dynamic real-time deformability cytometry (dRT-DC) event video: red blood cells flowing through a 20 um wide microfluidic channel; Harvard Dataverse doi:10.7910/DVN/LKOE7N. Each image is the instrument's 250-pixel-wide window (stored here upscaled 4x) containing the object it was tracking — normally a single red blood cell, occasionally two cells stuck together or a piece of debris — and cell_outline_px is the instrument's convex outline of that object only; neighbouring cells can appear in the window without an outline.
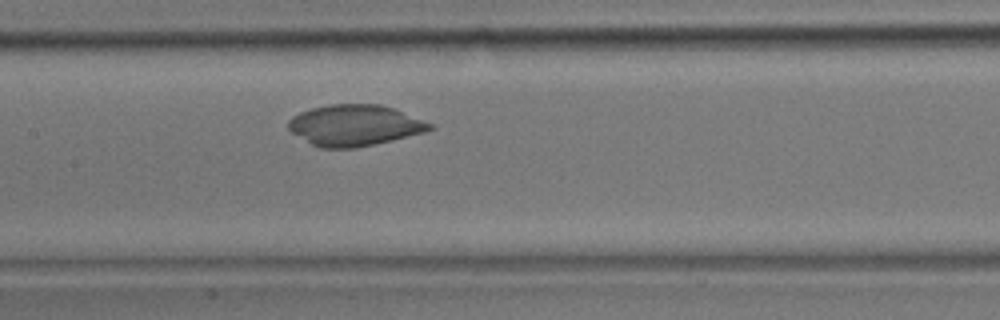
{"species": "common noctule bat (a hibernating species)", "species_latin": "Nyctalus noctula", "temperature_condition": "room temperature", "stored_images_in_passage": 32, "camera_frame_rate_fps": 3000, "um_per_image_px": 0.085, "animal": {"sex": "male", "body_mass_g": 17.9}, "frame": {"image": 1, "passage_image": 11, "time_ms": 3.333, "image_size_px": [1000, 320], "cell_outline_px": [[436, 128], [424, 132], [392, 140], [356, 148], [320, 148], [312, 144], [292, 132], [288, 128], [288, 120], [292, 116], [300, 112], [312, 108], [328, 104], [380, 104], [392, 108], [432, 124]], "centroid_in_image_um": [30.12, 10.65], "position_along_channel_um": 177.3, "area_um2": 33.58}}
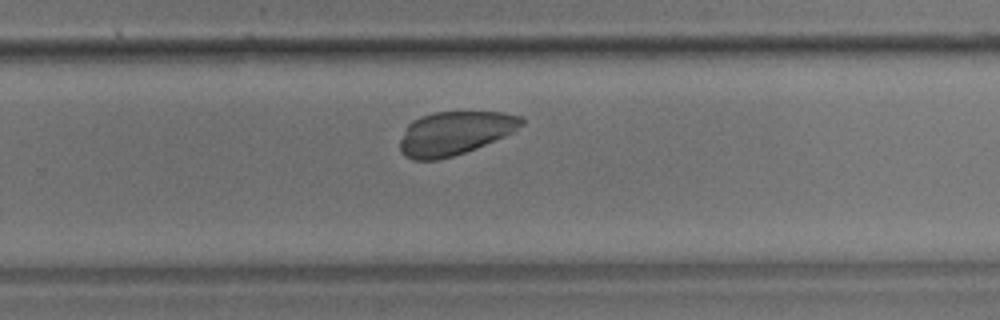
{"frame": {"image": 2, "passage_image": 18, "time_ms": 5.667, "image_size_px": [1000, 320], "cell_outline_px": [[524, 124], [512, 132], [504, 136], [476, 148], [440, 160], [412, 160], [404, 156], [400, 152], [400, 140], [404, 128], [412, 120], [420, 116], [436, 112], [500, 112], [520, 116], [524, 120]], "centroid_in_image_um": [38.6, 11.32], "position_along_channel_um": 291.2, "area_um2": 30.87}}
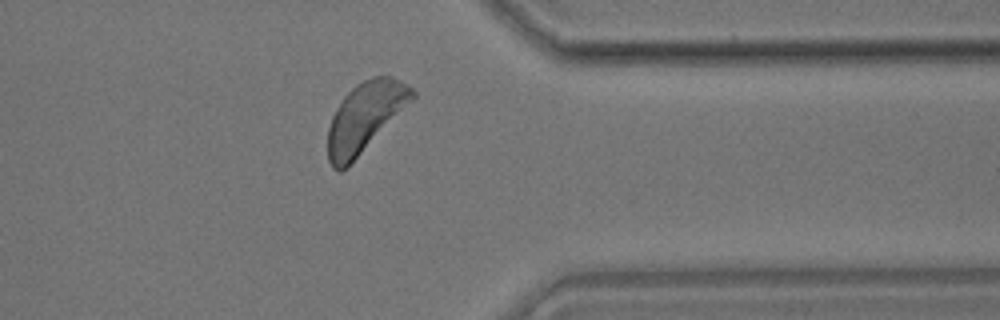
{"frame": {"image": 3, "passage_image": 24, "time_ms": 7.667, "image_size_px": [1000, 320], "cell_outline_px": [[416, 96], [340, 172], [332, 168], [328, 160], [328, 128], [332, 116], [336, 108], [344, 96], [356, 84], [372, 76], [392, 76], [408, 84], [416, 92]], "centroid_in_image_um": [31.0, 9.89], "position_along_channel_um": 380.4, "area_um2": 33.12}}